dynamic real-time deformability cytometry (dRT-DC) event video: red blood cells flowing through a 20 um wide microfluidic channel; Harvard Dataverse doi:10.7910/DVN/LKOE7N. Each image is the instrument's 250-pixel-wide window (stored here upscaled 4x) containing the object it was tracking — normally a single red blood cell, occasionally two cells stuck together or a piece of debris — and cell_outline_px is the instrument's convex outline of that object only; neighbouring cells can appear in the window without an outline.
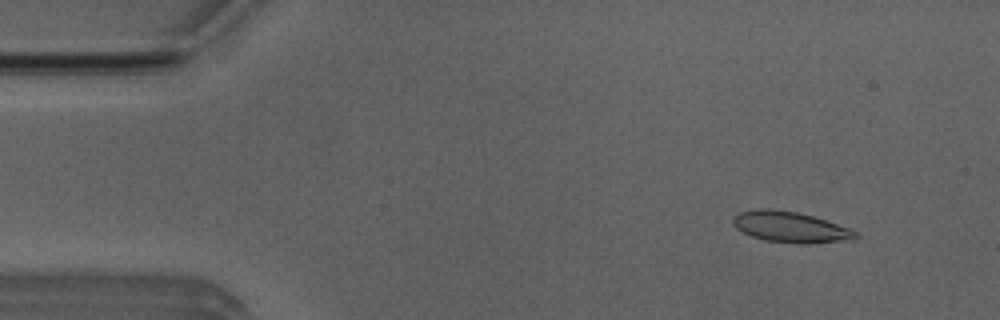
{"species": "Egyptian fruit bat (a non-hibernating species)", "species_latin": "Rousettus aegyptiacus", "temperature_condition": "room temperature", "stored_images_in_passage": 51, "camera_frame_rate_fps": 3000, "um_per_image_px": 0.085, "animal": {"sex": "male"}, "frame": {"image": 1, "passage_image": 4, "time_ms": 1.0, "image_size_px": [1000, 320], "cell_outline_px": [[860, 236], [856, 240], [808, 244], [796, 244], [764, 240], [752, 236], [736, 228], [732, 224], [732, 216], [740, 212], [760, 208], [768, 208], [796, 212], [812, 216], [848, 228], [856, 232]], "centroid_in_image_um": [67.18, 19.32], "position_along_channel_um": 17.8, "area_um2": 22.14}}
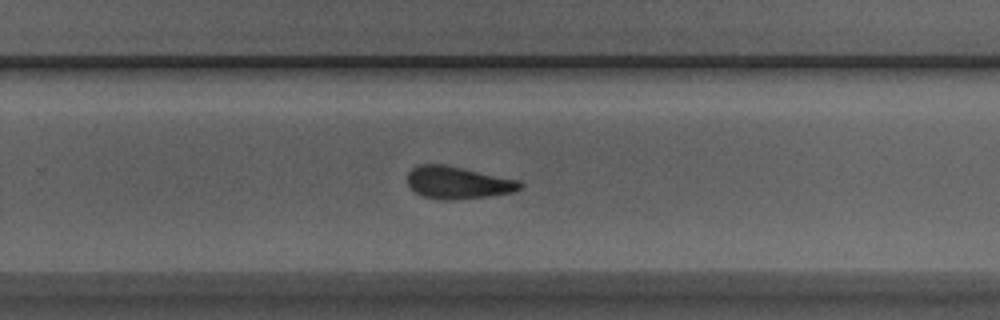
{"frame": {"image": 2, "passage_image": 32, "time_ms": 10.333, "image_size_px": [1000, 320], "cell_outline_px": [[524, 184], [520, 188], [512, 192], [488, 196], [448, 200], [444, 200], [424, 196], [416, 192], [408, 184], [408, 172], [412, 168], [420, 164], [444, 164], [520, 180]], "centroid_in_image_um": [38.93, 15.51], "position_along_channel_um": 290.9, "area_um2": 21.04}}
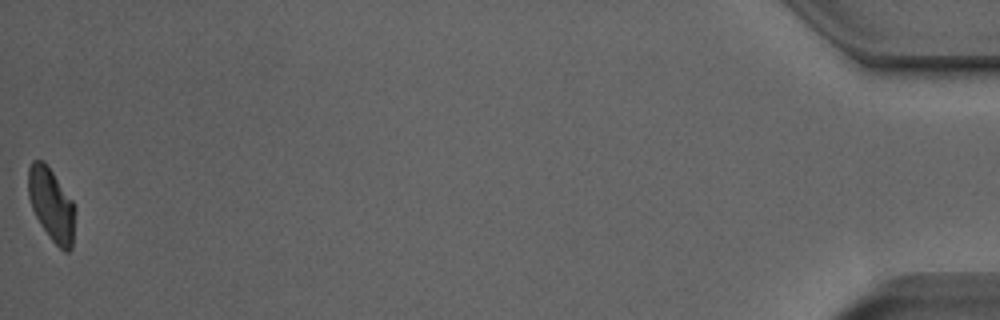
{"frame": {"image": 3, "passage_image": 51, "time_ms": 16.667, "image_size_px": [1000, 320], "cell_outline_px": [[76, 212], [72, 248], [68, 252], [64, 252], [48, 236], [40, 224], [32, 208], [28, 196], [28, 168], [32, 160], [44, 160], [72, 200], [76, 208]], "centroid_in_image_um": [4.38, 17.4], "position_along_channel_um": 430.8, "area_um2": 20.06}, "authors_computed_cell_mechanics": {"area_um2": 21.2126, "velocity_mm_per_s": 3.8776, "shape_relaxation_time_tau1_ms": 8.4278, "shape_relaxation_time_tau2_ms": 2.8101, "deformation_change_tau1": 0.2163, "deformation_change_tau2": 0.1175}}